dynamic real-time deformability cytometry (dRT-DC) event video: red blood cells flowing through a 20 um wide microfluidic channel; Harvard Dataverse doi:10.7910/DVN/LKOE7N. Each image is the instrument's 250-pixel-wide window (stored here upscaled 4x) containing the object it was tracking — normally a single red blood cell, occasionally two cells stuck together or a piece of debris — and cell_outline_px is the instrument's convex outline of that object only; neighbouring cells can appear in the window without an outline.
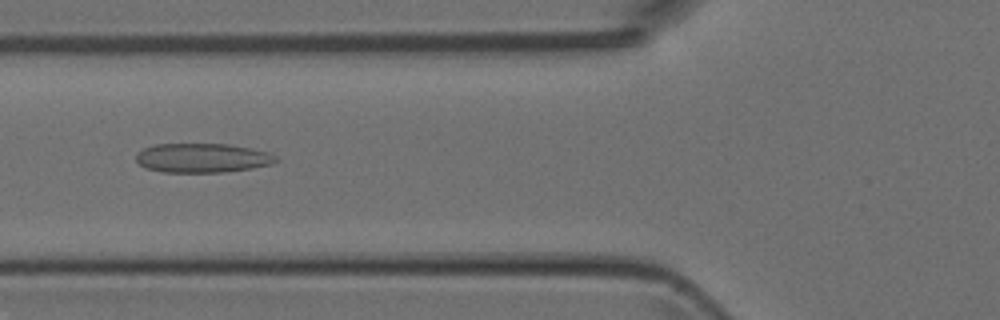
{"species": "Egyptian fruit bat (a non-hibernating species)", "species_latin": "Rousettus aegyptiacus", "temperature_condition": "room temperature", "stored_images_in_passage": 49, "camera_frame_rate_fps": 3000, "um_per_image_px": 0.085, "animal": {"sex": "female"}, "frame": {"image": 1, "passage_image": 18, "time_ms": 5.667, "image_size_px": [1000, 320], "cell_outline_px": [[280, 160], [272, 164], [252, 168], [224, 172], [164, 172], [144, 168], [136, 160], [136, 156], [144, 148], [156, 144], [228, 144], [252, 148], [268, 152], [276, 156]], "centroid_in_image_um": [17.23, 13.43], "position_along_channel_um": 108.6, "area_um2": 23.87}}
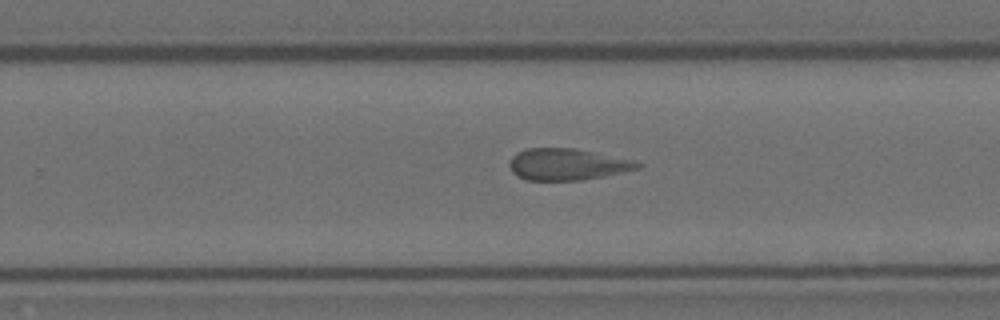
{"frame": {"image": 2, "passage_image": 31, "time_ms": 10.0, "image_size_px": [1000, 320], "cell_outline_px": [[644, 164], [640, 168], [624, 172], [604, 176], [580, 180], [528, 180], [516, 176], [512, 172], [508, 164], [512, 156], [516, 152], [528, 148], [576, 148], [632, 160]], "centroid_in_image_um": [48.2, 13.97], "position_along_channel_um": 281.6, "area_um2": 23.64}}
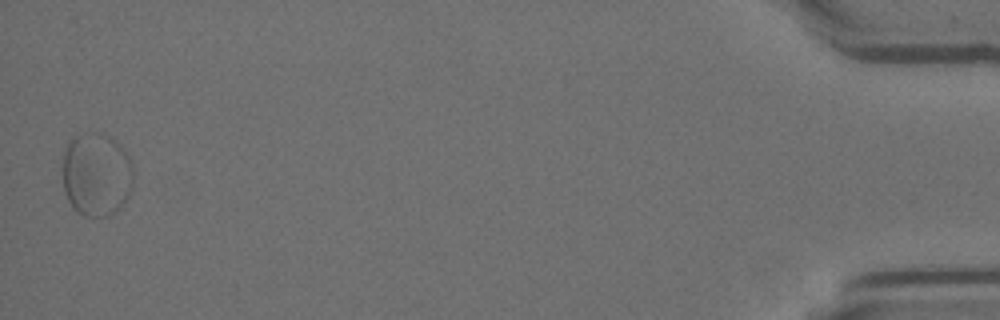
{"frame": {"image": 3, "passage_image": 49, "time_ms": 16.0, "image_size_px": [1000, 320], "cell_outline_px": [[132, 188], [128, 196], [120, 208], [104, 216], [84, 216], [76, 212], [72, 208], [64, 192], [64, 148], [72, 136], [108, 136], [120, 144], [128, 156], [132, 164]], "centroid_in_image_um": [8.19, 14.88], "position_along_channel_um": 427.0, "area_um2": 33.93}}